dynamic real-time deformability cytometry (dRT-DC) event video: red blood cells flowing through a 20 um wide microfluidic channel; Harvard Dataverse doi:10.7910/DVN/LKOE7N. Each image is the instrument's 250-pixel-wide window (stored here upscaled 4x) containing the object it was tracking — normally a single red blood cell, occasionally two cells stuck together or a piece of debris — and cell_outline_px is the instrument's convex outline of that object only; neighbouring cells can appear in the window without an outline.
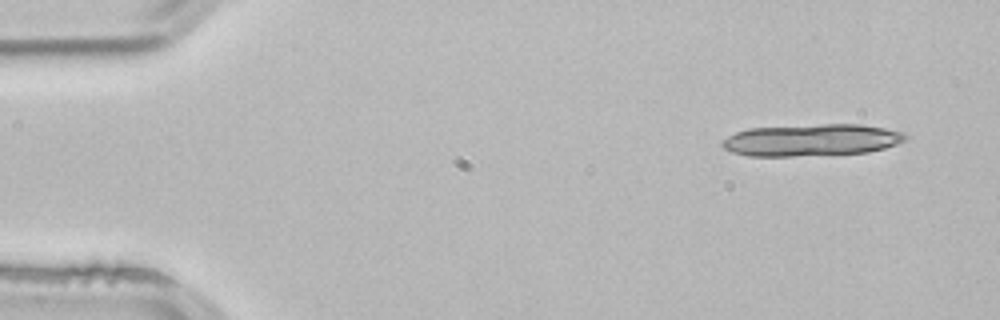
{"species": "common noctule bat (a hibernating species)", "species_latin": "Nyctalus noctula", "temperature_condition": "room temperature", "stored_images_in_passage": 3, "camera_frame_rate_fps": 3000, "um_per_image_px": 0.085, "animal": {"sex": "male", "body_mass_g": 21.5, "forearm_length_mm": 52.0}, "frame": {"image": 1, "passage_image": 1, "time_ms": 0.0, "image_size_px": [1000, 320], "cell_outline_px": [[908, 136], [904, 140], [896, 144], [884, 148], [868, 152], [792, 156], [748, 156], [732, 152], [724, 148], [720, 144], [728, 136], [736, 132], [748, 128], [824, 124], [860, 124], [884, 128], [904, 132]], "centroid_in_image_um": [68.97, 11.9], "position_along_channel_um": 16.0, "area_um2": 33.99}}
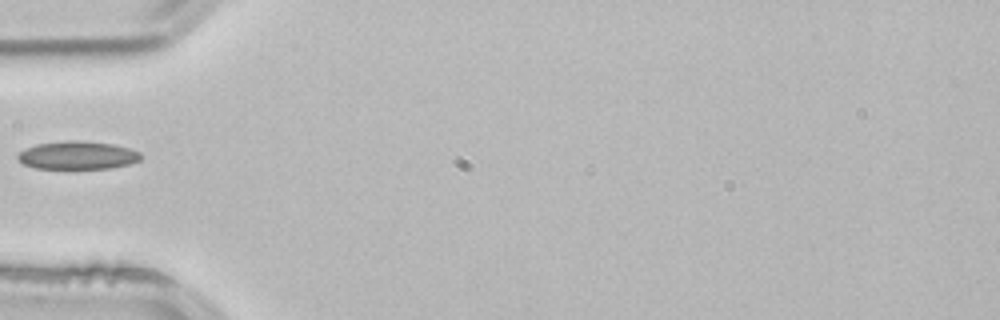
{"frame": {"image": 2, "passage_image": 3, "time_ms": 0.667, "image_size_px": [1000, 320], "cell_outline_px": [[140, 160], [128, 164], [112, 168], [36, 168], [24, 164], [16, 156], [24, 148], [36, 144], [68, 140], [80, 140], [112, 144], [128, 148], [140, 152]], "centroid_in_image_um": [6.57, 13.19], "position_along_channel_um": 78.4, "area_um2": 20.0}}